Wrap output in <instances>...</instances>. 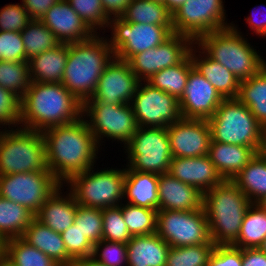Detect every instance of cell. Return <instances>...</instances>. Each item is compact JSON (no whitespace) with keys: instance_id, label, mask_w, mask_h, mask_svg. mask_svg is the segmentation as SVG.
I'll list each match as a JSON object with an SVG mask.
<instances>
[{"instance_id":"obj_34","label":"cell","mask_w":266,"mask_h":266,"mask_svg":"<svg viewBox=\"0 0 266 266\" xmlns=\"http://www.w3.org/2000/svg\"><path fill=\"white\" fill-rule=\"evenodd\" d=\"M266 237V211L256 203L247 208L239 235L232 244L241 249L258 248Z\"/></svg>"},{"instance_id":"obj_27","label":"cell","mask_w":266,"mask_h":266,"mask_svg":"<svg viewBox=\"0 0 266 266\" xmlns=\"http://www.w3.org/2000/svg\"><path fill=\"white\" fill-rule=\"evenodd\" d=\"M247 146L224 144L211 140L208 157L224 180L235 177L256 155Z\"/></svg>"},{"instance_id":"obj_30","label":"cell","mask_w":266,"mask_h":266,"mask_svg":"<svg viewBox=\"0 0 266 266\" xmlns=\"http://www.w3.org/2000/svg\"><path fill=\"white\" fill-rule=\"evenodd\" d=\"M231 181L251 203L266 196V161L258 154Z\"/></svg>"},{"instance_id":"obj_57","label":"cell","mask_w":266,"mask_h":266,"mask_svg":"<svg viewBox=\"0 0 266 266\" xmlns=\"http://www.w3.org/2000/svg\"><path fill=\"white\" fill-rule=\"evenodd\" d=\"M0 266H15L12 262H10L5 256L0 259Z\"/></svg>"},{"instance_id":"obj_54","label":"cell","mask_w":266,"mask_h":266,"mask_svg":"<svg viewBox=\"0 0 266 266\" xmlns=\"http://www.w3.org/2000/svg\"><path fill=\"white\" fill-rule=\"evenodd\" d=\"M257 153L266 161V126L262 127L260 145Z\"/></svg>"},{"instance_id":"obj_51","label":"cell","mask_w":266,"mask_h":266,"mask_svg":"<svg viewBox=\"0 0 266 266\" xmlns=\"http://www.w3.org/2000/svg\"><path fill=\"white\" fill-rule=\"evenodd\" d=\"M242 266H266V254L259 248L242 249Z\"/></svg>"},{"instance_id":"obj_61","label":"cell","mask_w":266,"mask_h":266,"mask_svg":"<svg viewBox=\"0 0 266 266\" xmlns=\"http://www.w3.org/2000/svg\"><path fill=\"white\" fill-rule=\"evenodd\" d=\"M151 2H156V3H160V4H164L165 5V0H149Z\"/></svg>"},{"instance_id":"obj_56","label":"cell","mask_w":266,"mask_h":266,"mask_svg":"<svg viewBox=\"0 0 266 266\" xmlns=\"http://www.w3.org/2000/svg\"><path fill=\"white\" fill-rule=\"evenodd\" d=\"M186 0H165V6L173 14Z\"/></svg>"},{"instance_id":"obj_39","label":"cell","mask_w":266,"mask_h":266,"mask_svg":"<svg viewBox=\"0 0 266 266\" xmlns=\"http://www.w3.org/2000/svg\"><path fill=\"white\" fill-rule=\"evenodd\" d=\"M27 61L0 60V87L14 92L22 98L30 85Z\"/></svg>"},{"instance_id":"obj_23","label":"cell","mask_w":266,"mask_h":266,"mask_svg":"<svg viewBox=\"0 0 266 266\" xmlns=\"http://www.w3.org/2000/svg\"><path fill=\"white\" fill-rule=\"evenodd\" d=\"M196 52L198 50L193 44L189 55L194 69L214 86L223 99L237 98L240 87L238 78L222 64L211 59L203 50H199V55Z\"/></svg>"},{"instance_id":"obj_1","label":"cell","mask_w":266,"mask_h":266,"mask_svg":"<svg viewBox=\"0 0 266 266\" xmlns=\"http://www.w3.org/2000/svg\"><path fill=\"white\" fill-rule=\"evenodd\" d=\"M42 134L48 169L62 185L72 176L94 166L99 146L83 117L45 129Z\"/></svg>"},{"instance_id":"obj_21","label":"cell","mask_w":266,"mask_h":266,"mask_svg":"<svg viewBox=\"0 0 266 266\" xmlns=\"http://www.w3.org/2000/svg\"><path fill=\"white\" fill-rule=\"evenodd\" d=\"M168 173L183 183L198 188L203 194L224 181L208 155L173 157Z\"/></svg>"},{"instance_id":"obj_20","label":"cell","mask_w":266,"mask_h":266,"mask_svg":"<svg viewBox=\"0 0 266 266\" xmlns=\"http://www.w3.org/2000/svg\"><path fill=\"white\" fill-rule=\"evenodd\" d=\"M61 44H73L92 38L95 33L66 0L53 5L40 19Z\"/></svg>"},{"instance_id":"obj_18","label":"cell","mask_w":266,"mask_h":266,"mask_svg":"<svg viewBox=\"0 0 266 266\" xmlns=\"http://www.w3.org/2000/svg\"><path fill=\"white\" fill-rule=\"evenodd\" d=\"M172 157H201L208 155L211 130L208 120L184 119L167 127Z\"/></svg>"},{"instance_id":"obj_28","label":"cell","mask_w":266,"mask_h":266,"mask_svg":"<svg viewBox=\"0 0 266 266\" xmlns=\"http://www.w3.org/2000/svg\"><path fill=\"white\" fill-rule=\"evenodd\" d=\"M69 44H60L28 60L31 82L61 83L68 58Z\"/></svg>"},{"instance_id":"obj_25","label":"cell","mask_w":266,"mask_h":266,"mask_svg":"<svg viewBox=\"0 0 266 266\" xmlns=\"http://www.w3.org/2000/svg\"><path fill=\"white\" fill-rule=\"evenodd\" d=\"M50 257L60 266H74L75 261L67 254L61 233L55 232L34 218L21 237Z\"/></svg>"},{"instance_id":"obj_9","label":"cell","mask_w":266,"mask_h":266,"mask_svg":"<svg viewBox=\"0 0 266 266\" xmlns=\"http://www.w3.org/2000/svg\"><path fill=\"white\" fill-rule=\"evenodd\" d=\"M124 148L130 170L157 175L168 173L173 157L167 128L137 127Z\"/></svg>"},{"instance_id":"obj_15","label":"cell","mask_w":266,"mask_h":266,"mask_svg":"<svg viewBox=\"0 0 266 266\" xmlns=\"http://www.w3.org/2000/svg\"><path fill=\"white\" fill-rule=\"evenodd\" d=\"M143 82H139L131 101L138 127L167 128L182 118L175 96Z\"/></svg>"},{"instance_id":"obj_36","label":"cell","mask_w":266,"mask_h":266,"mask_svg":"<svg viewBox=\"0 0 266 266\" xmlns=\"http://www.w3.org/2000/svg\"><path fill=\"white\" fill-rule=\"evenodd\" d=\"M26 61L45 51L51 50L61 43L40 20L32 19L21 32Z\"/></svg>"},{"instance_id":"obj_7","label":"cell","mask_w":266,"mask_h":266,"mask_svg":"<svg viewBox=\"0 0 266 266\" xmlns=\"http://www.w3.org/2000/svg\"><path fill=\"white\" fill-rule=\"evenodd\" d=\"M208 122L212 141L247 146L258 151L262 126L237 98L223 99Z\"/></svg>"},{"instance_id":"obj_4","label":"cell","mask_w":266,"mask_h":266,"mask_svg":"<svg viewBox=\"0 0 266 266\" xmlns=\"http://www.w3.org/2000/svg\"><path fill=\"white\" fill-rule=\"evenodd\" d=\"M250 205V200L231 180H224L204 193L203 210L215 245H232L236 241Z\"/></svg>"},{"instance_id":"obj_55","label":"cell","mask_w":266,"mask_h":266,"mask_svg":"<svg viewBox=\"0 0 266 266\" xmlns=\"http://www.w3.org/2000/svg\"><path fill=\"white\" fill-rule=\"evenodd\" d=\"M74 266H106V265L97 262L92 257H87V258L77 260L74 263Z\"/></svg>"},{"instance_id":"obj_35","label":"cell","mask_w":266,"mask_h":266,"mask_svg":"<svg viewBox=\"0 0 266 266\" xmlns=\"http://www.w3.org/2000/svg\"><path fill=\"white\" fill-rule=\"evenodd\" d=\"M121 18L137 24L172 26V13L167 7L149 0H131Z\"/></svg>"},{"instance_id":"obj_31","label":"cell","mask_w":266,"mask_h":266,"mask_svg":"<svg viewBox=\"0 0 266 266\" xmlns=\"http://www.w3.org/2000/svg\"><path fill=\"white\" fill-rule=\"evenodd\" d=\"M237 99L250 109L262 127L266 126V65L256 75L240 81Z\"/></svg>"},{"instance_id":"obj_11","label":"cell","mask_w":266,"mask_h":266,"mask_svg":"<svg viewBox=\"0 0 266 266\" xmlns=\"http://www.w3.org/2000/svg\"><path fill=\"white\" fill-rule=\"evenodd\" d=\"M60 185L49 169L0 175V197L23 205L36 215Z\"/></svg>"},{"instance_id":"obj_5","label":"cell","mask_w":266,"mask_h":266,"mask_svg":"<svg viewBox=\"0 0 266 266\" xmlns=\"http://www.w3.org/2000/svg\"><path fill=\"white\" fill-rule=\"evenodd\" d=\"M234 25L204 34L195 44L198 50H203L211 59L231 71L239 81H243L256 75L265 67L266 61Z\"/></svg>"},{"instance_id":"obj_53","label":"cell","mask_w":266,"mask_h":266,"mask_svg":"<svg viewBox=\"0 0 266 266\" xmlns=\"http://www.w3.org/2000/svg\"><path fill=\"white\" fill-rule=\"evenodd\" d=\"M260 8V7H259ZM255 11V9L253 10ZM257 13V12H255ZM254 12L250 13L252 15H250L249 17L245 18L248 25L250 26V28L252 30H254V33H256L257 35H259L260 37L265 36L266 37V18H263L261 20L255 19L256 17H254L256 14ZM266 16V14H265Z\"/></svg>"},{"instance_id":"obj_37","label":"cell","mask_w":266,"mask_h":266,"mask_svg":"<svg viewBox=\"0 0 266 266\" xmlns=\"http://www.w3.org/2000/svg\"><path fill=\"white\" fill-rule=\"evenodd\" d=\"M4 256L15 266H60L21 237L5 241Z\"/></svg>"},{"instance_id":"obj_45","label":"cell","mask_w":266,"mask_h":266,"mask_svg":"<svg viewBox=\"0 0 266 266\" xmlns=\"http://www.w3.org/2000/svg\"><path fill=\"white\" fill-rule=\"evenodd\" d=\"M67 254L76 262L79 259L91 257L93 245L83 236L79 227L74 223L61 233Z\"/></svg>"},{"instance_id":"obj_38","label":"cell","mask_w":266,"mask_h":266,"mask_svg":"<svg viewBox=\"0 0 266 266\" xmlns=\"http://www.w3.org/2000/svg\"><path fill=\"white\" fill-rule=\"evenodd\" d=\"M119 207L131 236L156 233L158 210L140 207L127 202L125 205L121 202Z\"/></svg>"},{"instance_id":"obj_2","label":"cell","mask_w":266,"mask_h":266,"mask_svg":"<svg viewBox=\"0 0 266 266\" xmlns=\"http://www.w3.org/2000/svg\"><path fill=\"white\" fill-rule=\"evenodd\" d=\"M83 104L62 83L30 82L21 98V128L43 132L82 118Z\"/></svg>"},{"instance_id":"obj_3","label":"cell","mask_w":266,"mask_h":266,"mask_svg":"<svg viewBox=\"0 0 266 266\" xmlns=\"http://www.w3.org/2000/svg\"><path fill=\"white\" fill-rule=\"evenodd\" d=\"M95 34L86 41L69 44L62 84L83 104L92 98L105 67L115 57L108 39Z\"/></svg>"},{"instance_id":"obj_33","label":"cell","mask_w":266,"mask_h":266,"mask_svg":"<svg viewBox=\"0 0 266 266\" xmlns=\"http://www.w3.org/2000/svg\"><path fill=\"white\" fill-rule=\"evenodd\" d=\"M193 68L192 60L188 54L180 63L153 74L147 82L179 100L184 93L188 75Z\"/></svg>"},{"instance_id":"obj_12","label":"cell","mask_w":266,"mask_h":266,"mask_svg":"<svg viewBox=\"0 0 266 266\" xmlns=\"http://www.w3.org/2000/svg\"><path fill=\"white\" fill-rule=\"evenodd\" d=\"M82 115L92 131L95 141L100 147L101 139L109 137L122 141L124 146L135 134L137 124L131 104L112 105L102 102H84ZM86 114V115H85Z\"/></svg>"},{"instance_id":"obj_40","label":"cell","mask_w":266,"mask_h":266,"mask_svg":"<svg viewBox=\"0 0 266 266\" xmlns=\"http://www.w3.org/2000/svg\"><path fill=\"white\" fill-rule=\"evenodd\" d=\"M214 242L183 247H170L166 266H208Z\"/></svg>"},{"instance_id":"obj_17","label":"cell","mask_w":266,"mask_h":266,"mask_svg":"<svg viewBox=\"0 0 266 266\" xmlns=\"http://www.w3.org/2000/svg\"><path fill=\"white\" fill-rule=\"evenodd\" d=\"M139 82L129 62L114 57L103 70L94 95L85 102H102L112 105L131 104Z\"/></svg>"},{"instance_id":"obj_52","label":"cell","mask_w":266,"mask_h":266,"mask_svg":"<svg viewBox=\"0 0 266 266\" xmlns=\"http://www.w3.org/2000/svg\"><path fill=\"white\" fill-rule=\"evenodd\" d=\"M105 14L111 17H121L131 0H101ZM113 15V16H112Z\"/></svg>"},{"instance_id":"obj_60","label":"cell","mask_w":266,"mask_h":266,"mask_svg":"<svg viewBox=\"0 0 266 266\" xmlns=\"http://www.w3.org/2000/svg\"><path fill=\"white\" fill-rule=\"evenodd\" d=\"M263 253L266 254V237L262 241L261 245L258 247Z\"/></svg>"},{"instance_id":"obj_14","label":"cell","mask_w":266,"mask_h":266,"mask_svg":"<svg viewBox=\"0 0 266 266\" xmlns=\"http://www.w3.org/2000/svg\"><path fill=\"white\" fill-rule=\"evenodd\" d=\"M223 3V0H186L172 14L173 33L196 42L204 34L232 26L225 22Z\"/></svg>"},{"instance_id":"obj_42","label":"cell","mask_w":266,"mask_h":266,"mask_svg":"<svg viewBox=\"0 0 266 266\" xmlns=\"http://www.w3.org/2000/svg\"><path fill=\"white\" fill-rule=\"evenodd\" d=\"M72 9L83 19L95 33L101 28L105 30L110 18L105 14L101 0H66Z\"/></svg>"},{"instance_id":"obj_26","label":"cell","mask_w":266,"mask_h":266,"mask_svg":"<svg viewBox=\"0 0 266 266\" xmlns=\"http://www.w3.org/2000/svg\"><path fill=\"white\" fill-rule=\"evenodd\" d=\"M126 247L127 266H166L170 245L157 233L132 236Z\"/></svg>"},{"instance_id":"obj_43","label":"cell","mask_w":266,"mask_h":266,"mask_svg":"<svg viewBox=\"0 0 266 266\" xmlns=\"http://www.w3.org/2000/svg\"><path fill=\"white\" fill-rule=\"evenodd\" d=\"M103 234L102 240L128 243L132 236L123 220L121 208L110 207L102 209Z\"/></svg>"},{"instance_id":"obj_59","label":"cell","mask_w":266,"mask_h":266,"mask_svg":"<svg viewBox=\"0 0 266 266\" xmlns=\"http://www.w3.org/2000/svg\"><path fill=\"white\" fill-rule=\"evenodd\" d=\"M5 254V242L0 238V259Z\"/></svg>"},{"instance_id":"obj_24","label":"cell","mask_w":266,"mask_h":266,"mask_svg":"<svg viewBox=\"0 0 266 266\" xmlns=\"http://www.w3.org/2000/svg\"><path fill=\"white\" fill-rule=\"evenodd\" d=\"M60 185L58 189L41 206L35 218L42 224L48 226L58 233H62L75 222V215L78 208L71 192L63 197Z\"/></svg>"},{"instance_id":"obj_49","label":"cell","mask_w":266,"mask_h":266,"mask_svg":"<svg viewBox=\"0 0 266 266\" xmlns=\"http://www.w3.org/2000/svg\"><path fill=\"white\" fill-rule=\"evenodd\" d=\"M208 266H242V249L233 245H216Z\"/></svg>"},{"instance_id":"obj_16","label":"cell","mask_w":266,"mask_h":266,"mask_svg":"<svg viewBox=\"0 0 266 266\" xmlns=\"http://www.w3.org/2000/svg\"><path fill=\"white\" fill-rule=\"evenodd\" d=\"M195 42L188 36L172 34L162 44L135 54L128 62L140 81H147L153 74L180 63Z\"/></svg>"},{"instance_id":"obj_44","label":"cell","mask_w":266,"mask_h":266,"mask_svg":"<svg viewBox=\"0 0 266 266\" xmlns=\"http://www.w3.org/2000/svg\"><path fill=\"white\" fill-rule=\"evenodd\" d=\"M91 257L106 266H127L126 243L101 240L94 245Z\"/></svg>"},{"instance_id":"obj_48","label":"cell","mask_w":266,"mask_h":266,"mask_svg":"<svg viewBox=\"0 0 266 266\" xmlns=\"http://www.w3.org/2000/svg\"><path fill=\"white\" fill-rule=\"evenodd\" d=\"M0 60L26 61L21 32L0 31Z\"/></svg>"},{"instance_id":"obj_32","label":"cell","mask_w":266,"mask_h":266,"mask_svg":"<svg viewBox=\"0 0 266 266\" xmlns=\"http://www.w3.org/2000/svg\"><path fill=\"white\" fill-rule=\"evenodd\" d=\"M34 218L23 205L0 197V238L4 242L22 237Z\"/></svg>"},{"instance_id":"obj_47","label":"cell","mask_w":266,"mask_h":266,"mask_svg":"<svg viewBox=\"0 0 266 266\" xmlns=\"http://www.w3.org/2000/svg\"><path fill=\"white\" fill-rule=\"evenodd\" d=\"M20 114L21 98L14 92L0 87V125H8L9 129L13 125L19 127Z\"/></svg>"},{"instance_id":"obj_46","label":"cell","mask_w":266,"mask_h":266,"mask_svg":"<svg viewBox=\"0 0 266 266\" xmlns=\"http://www.w3.org/2000/svg\"><path fill=\"white\" fill-rule=\"evenodd\" d=\"M32 19L21 4H8L0 8V31L22 32Z\"/></svg>"},{"instance_id":"obj_29","label":"cell","mask_w":266,"mask_h":266,"mask_svg":"<svg viewBox=\"0 0 266 266\" xmlns=\"http://www.w3.org/2000/svg\"><path fill=\"white\" fill-rule=\"evenodd\" d=\"M159 175L125 168L124 198L127 203L140 207L159 210Z\"/></svg>"},{"instance_id":"obj_10","label":"cell","mask_w":266,"mask_h":266,"mask_svg":"<svg viewBox=\"0 0 266 266\" xmlns=\"http://www.w3.org/2000/svg\"><path fill=\"white\" fill-rule=\"evenodd\" d=\"M109 27L112 37L108 42L115 57L123 61H129L135 54L162 44L173 34L172 26L137 24L126 22L121 17L110 18Z\"/></svg>"},{"instance_id":"obj_50","label":"cell","mask_w":266,"mask_h":266,"mask_svg":"<svg viewBox=\"0 0 266 266\" xmlns=\"http://www.w3.org/2000/svg\"><path fill=\"white\" fill-rule=\"evenodd\" d=\"M61 0H22L31 19L40 20L43 15L55 4Z\"/></svg>"},{"instance_id":"obj_58","label":"cell","mask_w":266,"mask_h":266,"mask_svg":"<svg viewBox=\"0 0 266 266\" xmlns=\"http://www.w3.org/2000/svg\"><path fill=\"white\" fill-rule=\"evenodd\" d=\"M260 206L264 211H266V196H264L261 200L256 203Z\"/></svg>"},{"instance_id":"obj_19","label":"cell","mask_w":266,"mask_h":266,"mask_svg":"<svg viewBox=\"0 0 266 266\" xmlns=\"http://www.w3.org/2000/svg\"><path fill=\"white\" fill-rule=\"evenodd\" d=\"M222 100L214 86L193 68L188 75L184 93L179 99L181 116L184 119L208 120Z\"/></svg>"},{"instance_id":"obj_8","label":"cell","mask_w":266,"mask_h":266,"mask_svg":"<svg viewBox=\"0 0 266 266\" xmlns=\"http://www.w3.org/2000/svg\"><path fill=\"white\" fill-rule=\"evenodd\" d=\"M93 168L66 182L78 205L99 209L119 206L120 200L124 199L125 168L99 172H93Z\"/></svg>"},{"instance_id":"obj_13","label":"cell","mask_w":266,"mask_h":266,"mask_svg":"<svg viewBox=\"0 0 266 266\" xmlns=\"http://www.w3.org/2000/svg\"><path fill=\"white\" fill-rule=\"evenodd\" d=\"M156 233L170 247H183L213 242L203 209L191 211L158 210Z\"/></svg>"},{"instance_id":"obj_6","label":"cell","mask_w":266,"mask_h":266,"mask_svg":"<svg viewBox=\"0 0 266 266\" xmlns=\"http://www.w3.org/2000/svg\"><path fill=\"white\" fill-rule=\"evenodd\" d=\"M45 169L48 165L42 132L21 127L0 131V175Z\"/></svg>"},{"instance_id":"obj_22","label":"cell","mask_w":266,"mask_h":266,"mask_svg":"<svg viewBox=\"0 0 266 266\" xmlns=\"http://www.w3.org/2000/svg\"><path fill=\"white\" fill-rule=\"evenodd\" d=\"M203 193L169 173L159 175V210L191 211L203 209Z\"/></svg>"},{"instance_id":"obj_41","label":"cell","mask_w":266,"mask_h":266,"mask_svg":"<svg viewBox=\"0 0 266 266\" xmlns=\"http://www.w3.org/2000/svg\"><path fill=\"white\" fill-rule=\"evenodd\" d=\"M74 223L93 246L102 240V209L78 205Z\"/></svg>"}]
</instances>
